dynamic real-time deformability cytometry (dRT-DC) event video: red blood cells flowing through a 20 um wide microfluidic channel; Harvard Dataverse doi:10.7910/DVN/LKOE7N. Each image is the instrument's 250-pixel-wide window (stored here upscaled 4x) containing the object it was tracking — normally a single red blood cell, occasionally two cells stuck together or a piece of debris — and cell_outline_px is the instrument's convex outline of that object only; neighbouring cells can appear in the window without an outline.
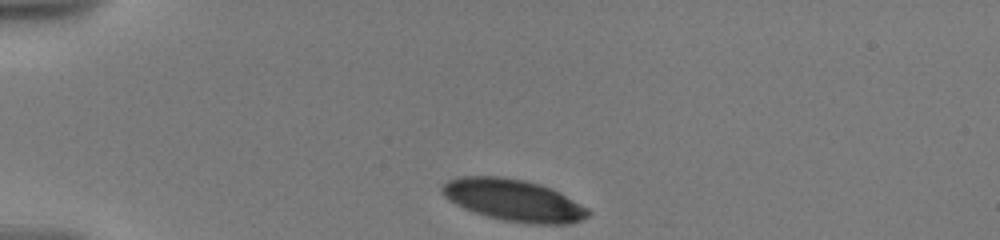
{"species": "human", "species_latin": "Homo sapiens", "temperature_condition": "warm", "stored_images_in_passage": 16, "camera_frame_rate_fps": 3000, "um_per_image_px": 0.085, "donor": {"sex": "male"}, "frame": {"image": 1, "passage_image": 1, "time_ms": 0.0, "image_size_px": [1000, 240], "cell_outline_px": [[592, 212], [588, 216], [572, 224], [524, 224], [484, 216], [464, 208], [456, 204], [444, 196], [440, 192], [440, 188], [448, 180], [456, 176], [500, 176], [524, 180], [540, 184], [552, 188], [560, 192], [588, 208]], "centroid_in_image_um": [43.66, 17.02], "position_along_channel_um": 41.3, "area_um2": 35.95}}
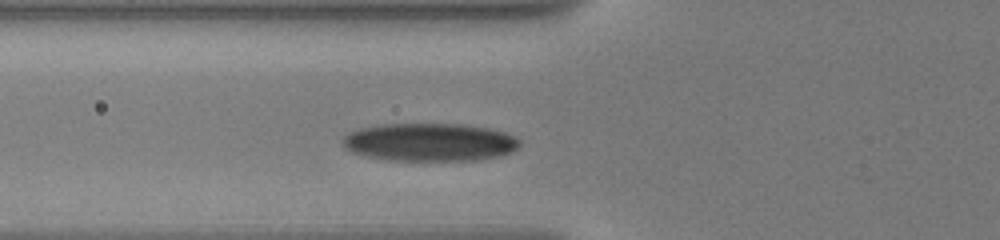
{"frame": {"image": 2, "passage_image": 9, "time_ms": 2.667, "image_size_px": [1000, 240], "cell_outline_px": [[520, 144], [512, 152], [500, 156], [480, 160], [388, 160], [368, 156], [352, 152], [344, 148], [340, 140], [348, 132], [360, 128], [384, 124], [460, 124], [488, 128], [504, 132], [516, 136], [520, 140]], "centroid_in_image_um": [36.52, 12.08], "position_along_channel_um": 89.3, "area_um2": 39.36}}
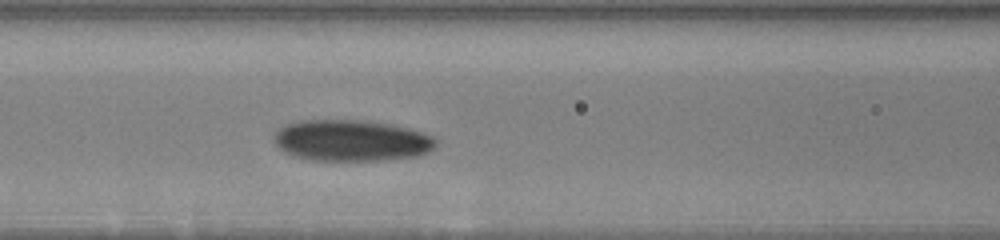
{"frame": {"image": 3, "passage_image": 14, "time_ms": 4.0, "image_size_px": [1000, 240], "cell_outline_px": [[436, 144], [428, 152], [416, 156], [384, 160], [312, 160], [296, 156], [284, 152], [272, 140], [272, 136], [280, 128], [296, 120], [368, 120], [408, 128], [432, 136], [436, 140]], "centroid_in_image_um": [29.83, 11.94], "position_along_channel_um": 136.8, "area_um2": 38.84}}